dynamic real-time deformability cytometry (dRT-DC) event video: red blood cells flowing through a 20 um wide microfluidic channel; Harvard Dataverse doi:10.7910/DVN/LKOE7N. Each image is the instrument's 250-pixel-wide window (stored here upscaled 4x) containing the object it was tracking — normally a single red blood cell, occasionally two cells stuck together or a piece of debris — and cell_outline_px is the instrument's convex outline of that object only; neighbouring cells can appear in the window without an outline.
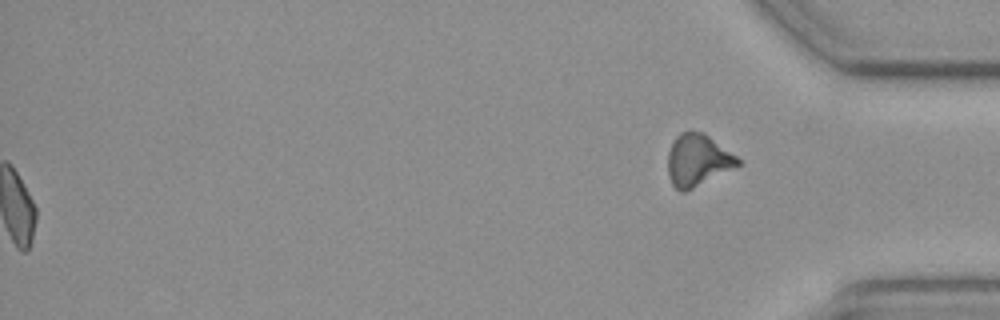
{"species": "common noctule bat (a hibernating species)", "species_latin": "Nyctalus noctula", "temperature_condition": "cold", "stored_images_in_passage": 49, "segment_of_instrument_passage": [2, 2], "camera_frame_rate_fps": 3000, "um_per_image_px": 0.085, "animal": {"sex": "female", "body_mass_g": 19.3, "forearm_length_mm": 54.1}, "frame": {"image": 1, "passage_image": 49, "time_ms": 16.0, "image_size_px": [1000, 320], "cell_outline_px": [[740, 164], [684, 192], [680, 192], [672, 184], [668, 176], [668, 152], [676, 136], [680, 132], [688, 128], [704, 132], [736, 156], [740, 160]], "centroid_in_image_um": [59.26, 13.56], "position_along_channel_um": 375.9, "area_um2": 21.04}}